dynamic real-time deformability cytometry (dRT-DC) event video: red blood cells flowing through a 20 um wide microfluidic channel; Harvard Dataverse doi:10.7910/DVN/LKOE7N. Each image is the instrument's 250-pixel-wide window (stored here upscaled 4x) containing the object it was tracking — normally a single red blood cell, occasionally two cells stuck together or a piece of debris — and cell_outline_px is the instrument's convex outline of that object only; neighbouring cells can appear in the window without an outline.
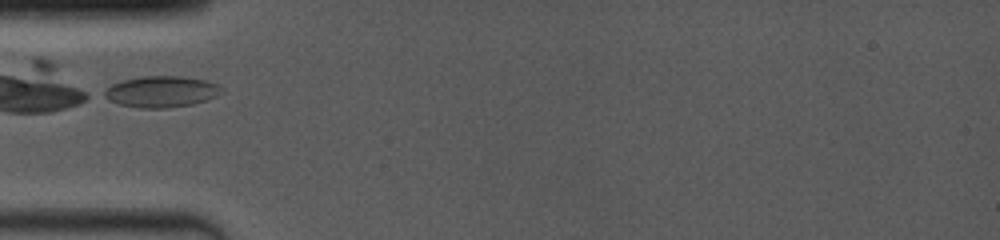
{"species": "common noctule bat (a hibernating species)", "species_latin": "Nyctalus noctula", "temperature_condition": "room temperature", "stored_images_in_passage": 20, "camera_frame_rate_fps": 4000, "um_per_image_px": 0.085, "animal": {"sex": "female", "body_mass_g": 19.0, "forearm_length_mm": 53.3}, "frame": {"image": 1, "passage_image": 1, "time_ms": 0.0, "image_size_px": [1000, 240], "cell_outline_px": [[224, 88], [216, 96], [192, 104], [164, 108], [140, 108], [120, 104], [108, 100], [100, 96], [100, 92], [112, 84], [124, 80], [140, 76], [180, 76], [204, 80], [216, 84]], "centroid_in_image_um": [13.63, 7.79], "position_along_channel_um": 71.4, "area_um2": 21.33}}
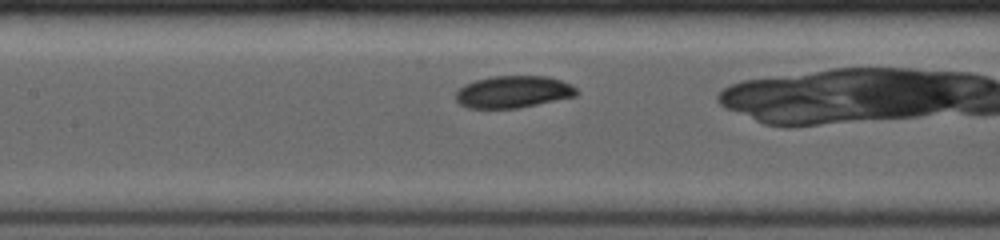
{"frame": {"image": 2, "passage_image": 9, "time_ms": 1.0, "image_size_px": [1000, 240], "cell_outline_px": [[580, 92], [576, 96], [520, 108], [468, 108], [460, 104], [456, 100], [456, 92], [464, 84], [476, 80], [492, 76], [548, 76], [560, 80], [576, 88]], "centroid_in_image_um": [43.63, 7.81], "position_along_channel_um": 163.8, "area_um2": 22.6}}
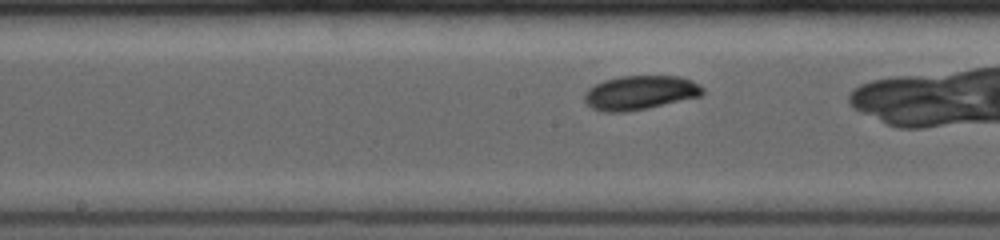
{"frame": {"image": 3, "passage_image": 14, "time_ms": 1.75, "image_size_px": [1000, 240], "cell_outline_px": [[704, 92], [700, 96], [648, 108], [624, 112], [604, 112], [592, 108], [584, 100], [584, 92], [588, 88], [604, 80], [620, 76], [680, 76], [692, 80], [704, 88]], "centroid_in_image_um": [54.4, 7.87], "position_along_channel_um": 193.8, "area_um2": 23.52}}